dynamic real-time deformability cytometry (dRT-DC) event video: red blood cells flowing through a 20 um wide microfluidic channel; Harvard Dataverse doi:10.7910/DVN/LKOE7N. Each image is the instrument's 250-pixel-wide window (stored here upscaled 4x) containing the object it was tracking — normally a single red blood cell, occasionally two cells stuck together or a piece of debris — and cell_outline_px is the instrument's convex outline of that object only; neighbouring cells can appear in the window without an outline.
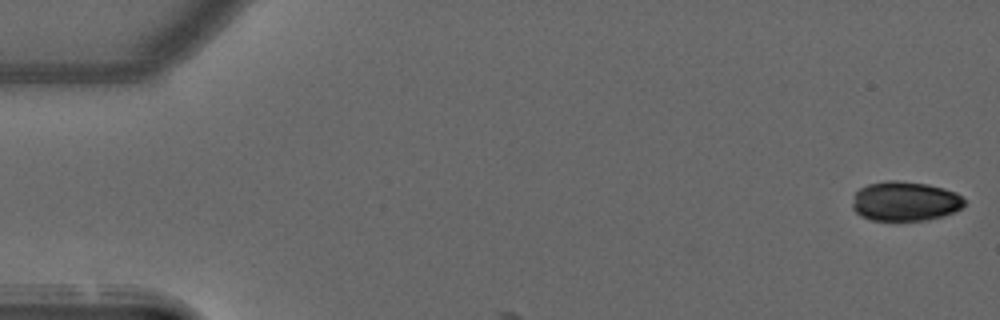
{"species": "common noctule bat (a hibernating species)", "species_latin": "Nyctalus noctula", "temperature_condition": "warm", "stored_images_in_passage": 5, "camera_frame_rate_fps": 3000, "um_per_image_px": 0.085, "animal": {"sex": "male", "forearm_length_mm": 52.5}, "frame": {"image": 1, "passage_image": 1, "time_ms": 0.0, "image_size_px": [1000, 320], "cell_outline_px": [[964, 204], [960, 208], [944, 216], [928, 220], [872, 220], [860, 216], [852, 208], [852, 204], [856, 192], [860, 188], [868, 184], [888, 180], [896, 180], [928, 184], [944, 188], [956, 192], [964, 200]], "centroid_in_image_um": [76.91, 17.1], "position_along_channel_um": 8.1, "area_um2": 25.78}}